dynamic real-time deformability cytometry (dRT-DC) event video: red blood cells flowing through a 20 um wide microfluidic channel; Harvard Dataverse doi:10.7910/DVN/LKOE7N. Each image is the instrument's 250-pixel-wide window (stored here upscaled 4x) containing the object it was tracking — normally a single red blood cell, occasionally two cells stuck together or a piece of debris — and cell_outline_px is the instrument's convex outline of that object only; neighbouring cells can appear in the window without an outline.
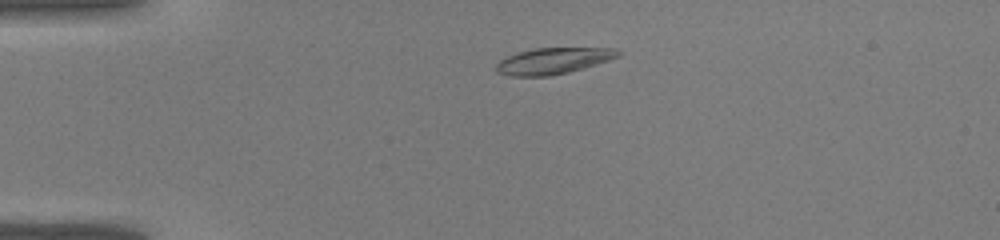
{"species": "common noctule bat (a hibernating species)", "species_latin": "Nyctalus noctula", "temperature_condition": "warm", "stored_images_in_passage": 39, "camera_frame_rate_fps": 3000, "um_per_image_px": 0.085, "animal": {"sex": "male", "body_mass_g": 19.0, "forearm_length_mm": 50.8}, "frame": {"image": 1, "passage_image": 6, "time_ms": 1.667, "image_size_px": [1000, 240], "cell_outline_px": [[624, 52], [620, 56], [584, 68], [552, 76], [508, 76], [496, 72], [496, 64], [500, 60], [516, 52], [536, 48], [616, 48]], "centroid_in_image_um": [47.03, 5.17], "position_along_channel_um": 38.0, "area_um2": 18.79}}
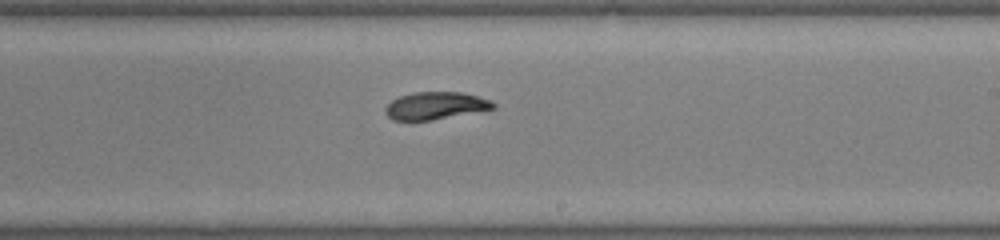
{"frame": {"image": 2, "passage_image": 22, "time_ms": 7.0, "image_size_px": [1000, 240], "cell_outline_px": [[496, 108], [432, 120], [392, 120], [384, 112], [384, 108], [392, 100], [400, 96], [412, 92], [460, 92], [492, 100], [496, 104]], "centroid_in_image_um": [37.01, 8.98], "position_along_channel_um": 252.0, "area_um2": 17.22}}
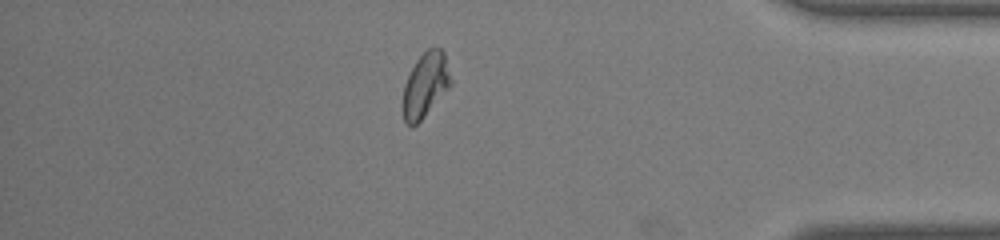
{"frame": {"image": 3, "passage_image": 33, "time_ms": 10.667, "image_size_px": [1000, 240], "cell_outline_px": [[452, 84], [420, 120], [412, 128], [404, 124], [404, 84], [416, 60], [428, 48], [440, 48], [444, 52], [452, 80]], "centroid_in_image_um": [36.17, 7.21], "position_along_channel_um": 399.0, "area_um2": 17.69}}